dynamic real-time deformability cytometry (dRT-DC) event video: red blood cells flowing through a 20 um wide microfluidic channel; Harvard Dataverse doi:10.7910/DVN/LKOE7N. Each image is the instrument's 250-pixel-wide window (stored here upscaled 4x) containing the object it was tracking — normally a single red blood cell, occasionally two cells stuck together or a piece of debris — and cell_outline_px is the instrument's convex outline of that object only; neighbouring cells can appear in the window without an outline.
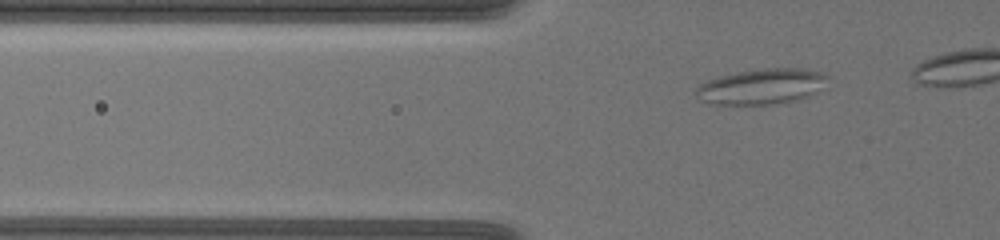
{"species": "common noctule bat (a hibernating species)", "species_latin": "Nyctalus noctula", "temperature_condition": "warm", "stored_images_in_passage": 49, "segment_of_instrument_passage": [1, 2], "camera_frame_rate_fps": 3000, "um_per_image_px": 0.085, "animal": {"sex": "female", "body_mass_g": 19.5, "forearm_length_mm": 54.1}, "frame": {"image": 1, "passage_image": 16, "time_ms": 5.0, "image_size_px": [1000, 240], "cell_outline_px": [[828, 76], [808, 96], [796, 100], [776, 104], [712, 104], [700, 100], [696, 96], [696, 88], [700, 84], [708, 80], [720, 76], [760, 68], [800, 68], [820, 72]], "centroid_in_image_um": [64.64, 7.35], "position_along_channel_um": 61.2, "area_um2": 26.59}}
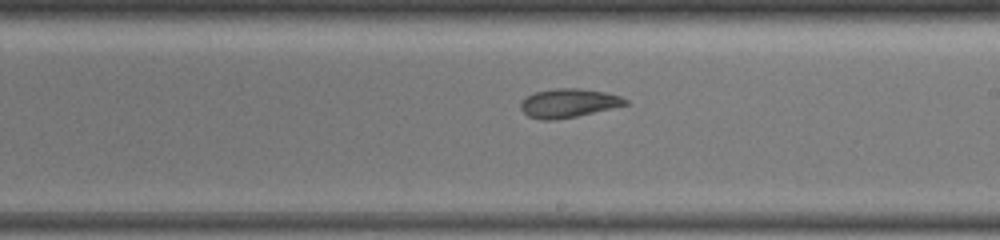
{"frame": {"image": 2, "passage_image": 33, "time_ms": 10.667, "image_size_px": [1000, 240], "cell_outline_px": [[628, 104], [612, 108], [576, 116], [552, 120], [540, 120], [528, 116], [520, 108], [520, 100], [536, 92], [556, 88], [580, 88], [604, 92], [620, 96], [628, 100]], "centroid_in_image_um": [48.3, 8.76], "position_along_channel_um": 240.7, "area_um2": 17.46}}
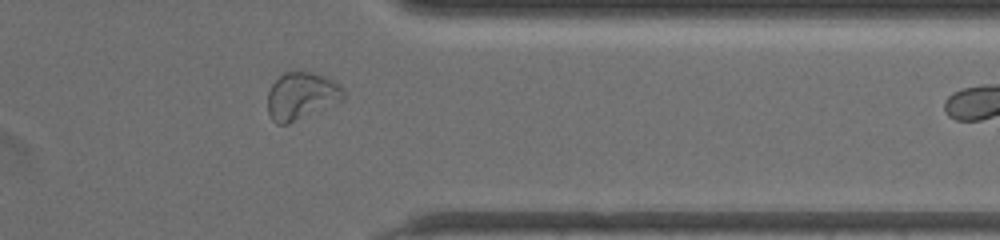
{"frame": {"image": 3, "passage_image": 46, "time_ms": 15.0, "image_size_px": [1000, 240], "cell_outline_px": [[344, 100], [288, 124], [276, 124], [272, 120], [268, 112], [268, 92], [272, 84], [284, 72], [312, 72], [324, 76], [332, 80], [344, 88]], "centroid_in_image_um": [25.62, 8.16], "position_along_channel_um": 385.8, "area_um2": 20.87}}